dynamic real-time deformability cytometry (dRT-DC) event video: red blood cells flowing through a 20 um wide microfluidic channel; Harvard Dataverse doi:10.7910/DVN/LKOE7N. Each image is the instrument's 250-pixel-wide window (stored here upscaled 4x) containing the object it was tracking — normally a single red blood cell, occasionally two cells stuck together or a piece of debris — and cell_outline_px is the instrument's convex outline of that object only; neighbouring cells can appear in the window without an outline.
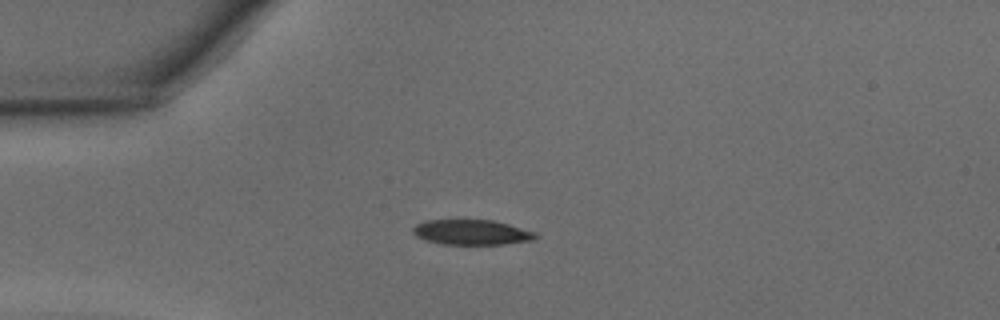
{"species": "common noctule bat (a hibernating species)", "species_latin": "Nyctalus noctula", "temperature_condition": "warm", "stored_images_in_passage": 35, "camera_frame_rate_fps": 3000, "um_per_image_px": 0.085, "animal": {"sex": "male", "body_mass_g": 15.6}, "frame": {"image": 1, "passage_image": 1, "time_ms": 0.0, "image_size_px": [1000, 320], "cell_outline_px": [[540, 236], [532, 240], [504, 244], [440, 244], [424, 240], [416, 236], [412, 232], [412, 228], [416, 224], [424, 220], [492, 220], [508, 224], [536, 232]], "centroid_in_image_um": [40.07, 19.74], "position_along_channel_um": 44.9, "area_um2": 18.03}}
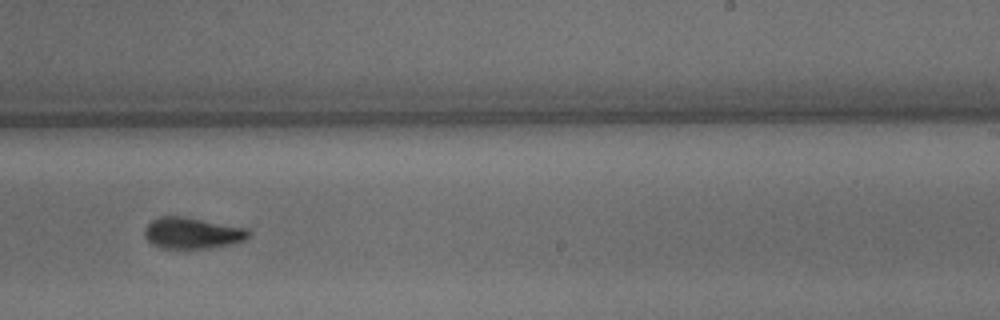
{"frame": {"image": 2, "passage_image": 18, "time_ms": 5.667, "image_size_px": [1000, 320], "cell_outline_px": [[252, 232], [244, 240], [232, 244], [204, 248], [160, 248], [152, 244], [144, 236], [144, 228], [152, 220], [160, 216], [184, 216], [248, 228]], "centroid_in_image_um": [16.34, 19.8], "position_along_channel_um": 272.7, "area_um2": 19.02}}
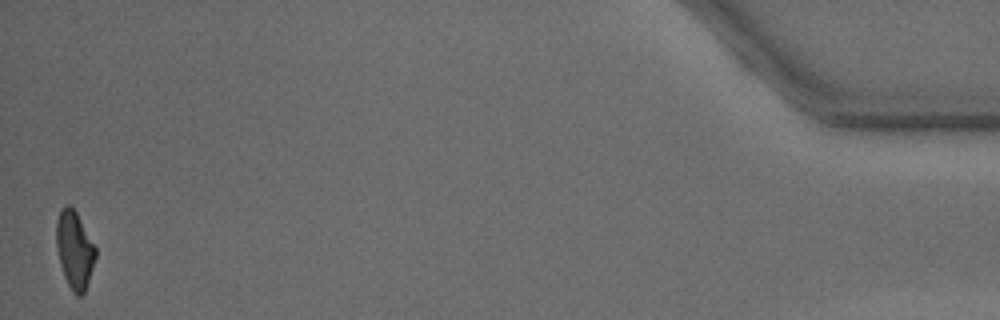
{"frame": {"image": 3, "passage_image": 35, "time_ms": 11.333, "image_size_px": [1000, 320], "cell_outline_px": [[96, 256], [84, 292], [80, 296], [76, 296], [72, 292], [64, 276], [60, 264], [56, 244], [56, 224], [60, 208], [64, 204], [68, 204], [76, 212], [96, 248]], "centroid_in_image_um": [6.32, 21.22], "position_along_channel_um": 428.9, "area_um2": 17.51}, "authors_computed_cell_mechanics": {"area_um2": 19.0162, "velocity_mm_per_s": 4.3573, "shape_relaxation_time_tau1_ms": 2.0921, "shape_relaxation_time_tau2_ms": 2.6448, "deformation_change_tau1": 0.1365, "deformation_change_tau2": 0.0878}}